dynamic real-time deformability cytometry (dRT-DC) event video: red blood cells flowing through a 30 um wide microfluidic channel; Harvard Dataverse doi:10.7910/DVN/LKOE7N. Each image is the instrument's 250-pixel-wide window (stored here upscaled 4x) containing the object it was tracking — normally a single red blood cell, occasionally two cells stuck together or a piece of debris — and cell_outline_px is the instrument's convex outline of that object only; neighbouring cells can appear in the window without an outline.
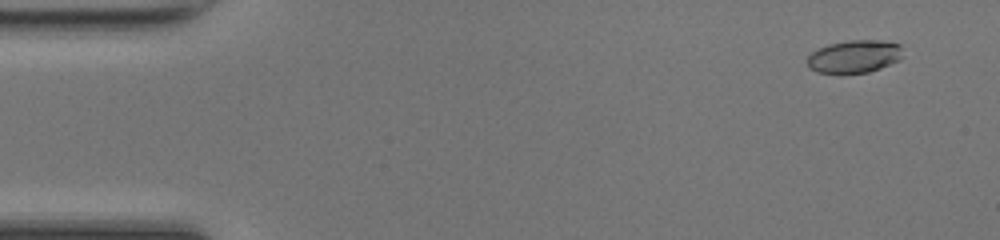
{"species": "common noctule bat (a hibernating species)", "species_latin": "Nyctalus noctula", "temperature_condition": "room temperature", "stored_images_in_passage": 51, "camera_frame_rate_fps": 3000, "um_per_image_px": 0.085, "animal": {"sex": "female", "body_mass_g": 17.0, "forearm_length_mm": 48.0}, "frame": {"image": 1, "passage_image": 4, "time_ms": 1.0, "image_size_px": [1000, 240], "cell_outline_px": [[904, 56], [900, 60], [880, 68], [868, 72], [816, 72], [808, 68], [808, 56], [812, 52], [828, 44], [848, 40], [880, 40], [900, 44]], "centroid_in_image_um": [72.65, 4.78], "position_along_channel_um": 12.3, "area_um2": 18.15}}
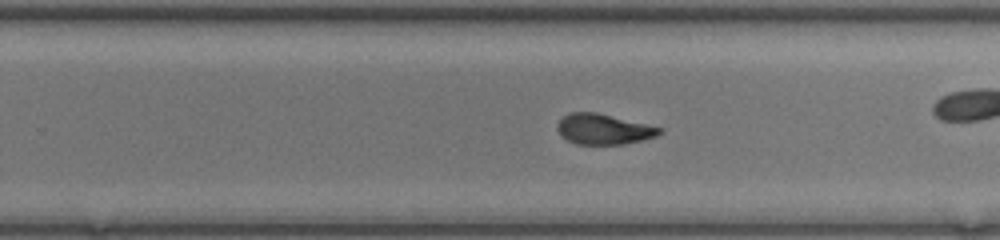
{"frame": {"image": 2, "passage_image": 32, "time_ms": 10.333, "image_size_px": [1000, 240], "cell_outline_px": [[664, 132], [656, 136], [644, 140], [624, 144], [576, 144], [560, 136], [556, 128], [556, 124], [568, 112], [596, 112], [664, 128]], "centroid_in_image_um": [51.31, 10.98], "position_along_channel_um": 278.5, "area_um2": 18.32}}
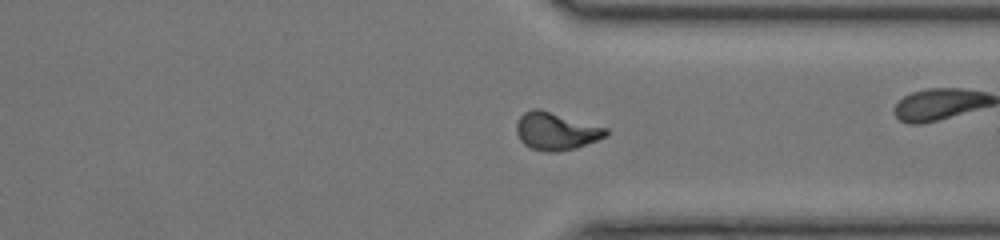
{"frame": {"image": 3, "passage_image": 38, "time_ms": 12.333, "image_size_px": [1000, 240], "cell_outline_px": [[608, 136], [576, 148], [556, 152], [548, 152], [532, 148], [524, 144], [520, 140], [516, 132], [516, 124], [520, 116], [524, 112], [532, 108], [540, 108], [608, 128]], "centroid_in_image_um": [47.26, 11.14], "position_along_channel_um": 364.1, "area_um2": 19.77}, "authors_computed_cell_mechanics": {"area_um2": 18.5538, "velocity_mm_per_s": 4.2926, "shape_relaxation_time_tau1_ms": 4.3709, "shape_relaxation_time_tau2_ms": 1.8014, "deformation_change_tau1": 0.1842, "deformation_change_tau2": 0.0652}}